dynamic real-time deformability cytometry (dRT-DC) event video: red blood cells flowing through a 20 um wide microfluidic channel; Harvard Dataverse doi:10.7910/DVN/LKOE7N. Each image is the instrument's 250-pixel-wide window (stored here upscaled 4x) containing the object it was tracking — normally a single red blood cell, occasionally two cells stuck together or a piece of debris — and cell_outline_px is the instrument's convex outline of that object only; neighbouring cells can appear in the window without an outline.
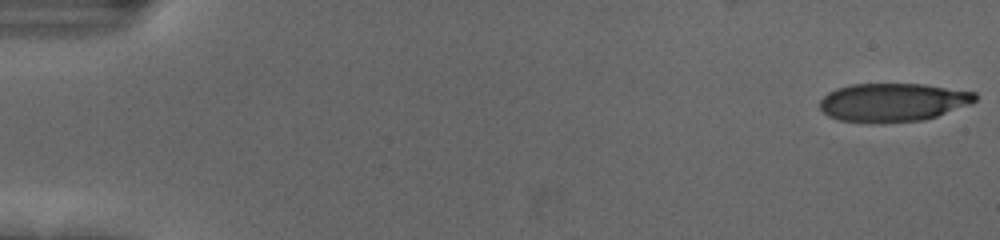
{"species": "human", "species_latin": "Homo sapiens", "temperature_condition": "cold", "stored_images_in_passage": 55, "camera_frame_rate_fps": 3000, "um_per_image_px": 0.085, "donor": {"sex": "female"}, "frame": {"image": 1, "passage_image": 1, "time_ms": 0.0, "image_size_px": [1000, 240], "cell_outline_px": [[976, 100], [972, 104], [924, 120], [880, 124], [872, 124], [840, 120], [828, 116], [820, 108], [820, 100], [828, 92], [836, 88], [852, 84], [924, 84], [976, 92]], "centroid_in_image_um": [75.89, 8.71], "position_along_channel_um": 9.1, "area_um2": 35.2}}
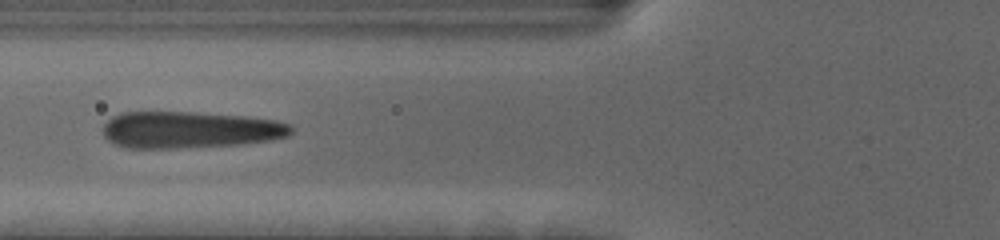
{"frame": {"image": 2, "passage_image": 22, "time_ms": 7.0, "image_size_px": [1000, 240], "cell_outline_px": [[296, 128], [288, 136], [272, 140], [244, 144], [176, 148], [124, 148], [108, 140], [104, 136], [104, 124], [112, 116], [120, 112], [192, 112], [244, 116], [276, 120], [292, 124]], "centroid_in_image_um": [16.18, 11.03], "position_along_channel_um": 109.6, "area_um2": 40.63}}
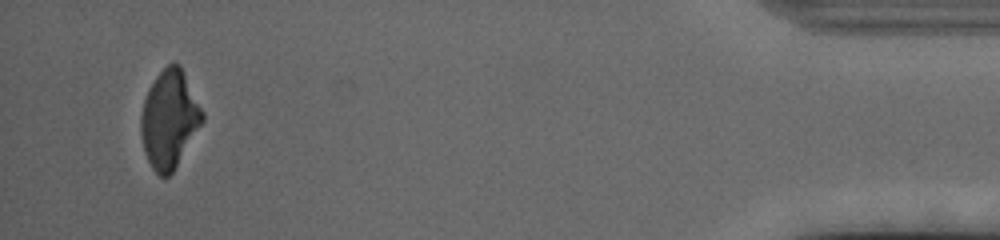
{"frame": {"image": 3, "passage_image": 53, "time_ms": 17.333, "image_size_px": [1000, 240], "cell_outline_px": [[204, 120], [172, 172], [168, 176], [160, 176], [152, 168], [144, 152], [140, 136], [140, 116], [144, 100], [148, 88], [156, 76], [168, 64], [180, 64], [204, 112]], "centroid_in_image_um": [14.38, 10.12], "position_along_channel_um": 420.8, "area_um2": 34.85}, "authors_computed_cell_mechanics": {"area_um2": 39.0728, "velocity_mm_per_s": 3.6867, "shape_relaxation_time_tau1_ms": 3.8916, "shape_relaxation_time_tau2_ms": 1.0931, "deformation_change_tau1": 0.1665, "deformation_change_tau2": 0.0766}}